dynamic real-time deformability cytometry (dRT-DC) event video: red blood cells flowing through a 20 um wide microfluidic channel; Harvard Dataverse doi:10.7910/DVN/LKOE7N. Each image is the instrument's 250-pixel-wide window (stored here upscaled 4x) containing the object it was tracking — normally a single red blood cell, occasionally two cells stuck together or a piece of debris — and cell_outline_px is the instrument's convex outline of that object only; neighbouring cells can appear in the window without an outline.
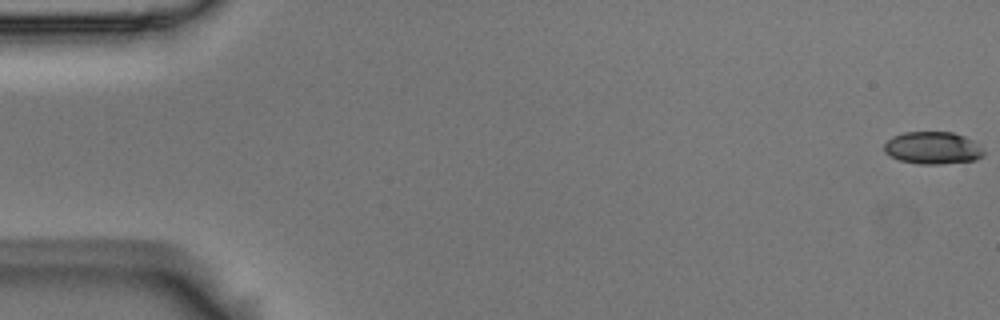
{"species": "Egyptian fruit bat (a non-hibernating species)", "species_latin": "Rousettus aegyptiacus", "temperature_condition": "room temperature", "stored_images_in_passage": 6, "camera_frame_rate_fps": 3000, "um_per_image_px": 0.085, "animal": {"sex": "male"}, "frame": {"image": 1, "passage_image": 1, "time_ms": 0.0, "image_size_px": [1000, 320], "cell_outline_px": [[984, 156], [976, 160], [940, 164], [920, 164], [900, 160], [884, 152], [884, 144], [892, 136], [904, 132], [952, 132], [964, 136], [972, 140], [984, 152]], "centroid_in_image_um": [79.27, 12.57], "position_along_channel_um": 5.7, "area_um2": 18.67}}
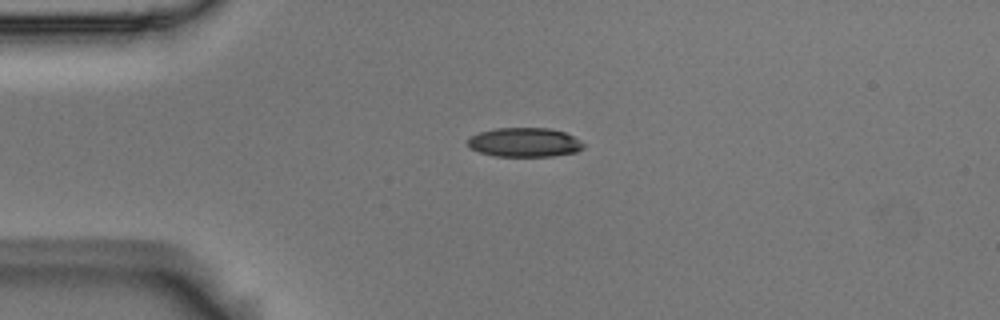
{"frame": {"image": 2, "passage_image": 4, "time_ms": 1.0, "image_size_px": [1000, 320], "cell_outline_px": [[584, 148], [576, 152], [552, 156], [496, 156], [480, 152], [472, 148], [468, 144], [468, 140], [472, 136], [480, 132], [496, 128], [548, 128], [564, 132], [572, 136], [584, 144]], "centroid_in_image_um": [44.6, 12.1], "position_along_channel_um": 40.4, "area_um2": 19.42}}
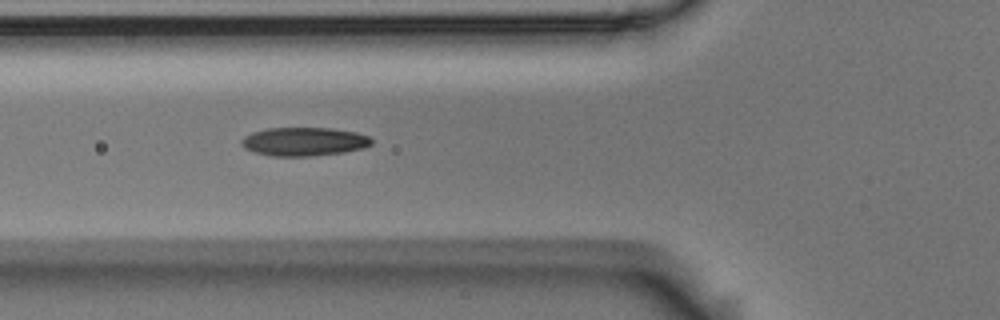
{"frame": {"image": 3, "passage_image": 6, "time_ms": 1.667, "image_size_px": [1000, 320], "cell_outline_px": [[372, 144], [364, 148], [344, 152], [308, 156], [272, 156], [256, 152], [244, 148], [240, 144], [240, 140], [244, 136], [252, 132], [268, 128], [332, 128], [356, 132], [368, 136], [372, 140]], "centroid_in_image_um": [25.83, 12.03], "position_along_channel_um": 100.0, "area_um2": 21.68}}